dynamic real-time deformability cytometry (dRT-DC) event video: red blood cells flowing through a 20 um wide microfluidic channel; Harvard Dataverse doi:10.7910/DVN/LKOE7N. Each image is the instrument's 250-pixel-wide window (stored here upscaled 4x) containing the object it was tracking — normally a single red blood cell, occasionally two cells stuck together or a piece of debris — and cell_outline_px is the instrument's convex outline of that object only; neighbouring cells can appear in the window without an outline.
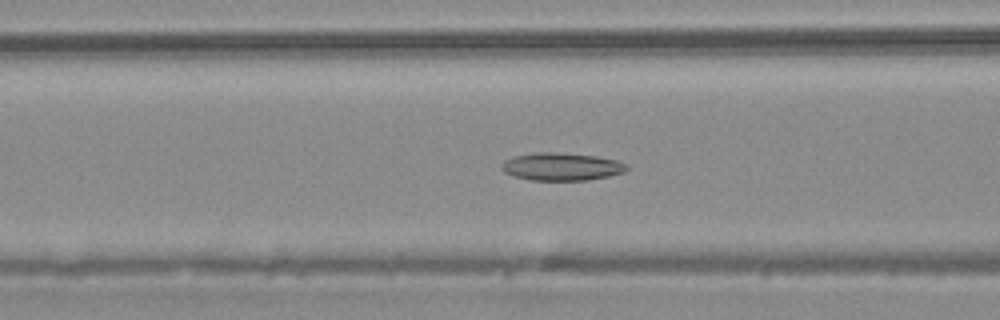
{"species": "common noctule bat (a hibernating species)", "species_latin": "Nyctalus noctula", "temperature_condition": "warm", "stored_images_in_passage": 48, "camera_frame_rate_fps": 3000, "um_per_image_px": 0.085, "animal": {"sex": "male", "body_mass_g": 20.4}, "frame": {"image": 1, "passage_image": 19, "time_ms": 6.0, "image_size_px": [1000, 320], "cell_outline_px": [[628, 168], [624, 172], [608, 176], [588, 180], [532, 180], [516, 176], [504, 172], [500, 168], [500, 164], [504, 160], [512, 156], [536, 152], [556, 152], [596, 156], [616, 160], [628, 164]], "centroid_in_image_um": [47.71, 14.15], "position_along_channel_um": 118.9, "area_um2": 20.29}}
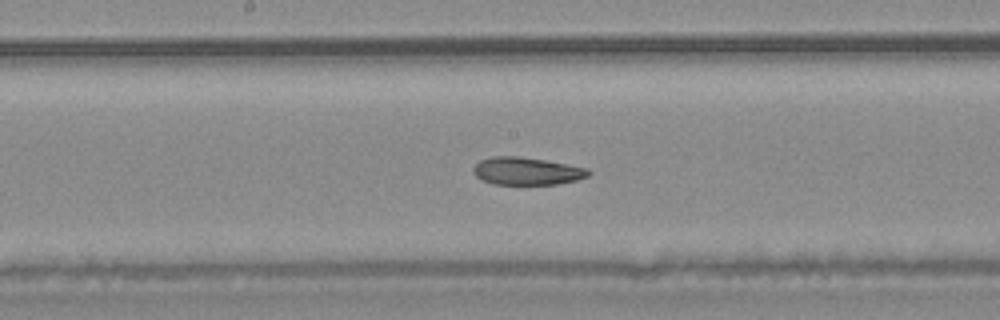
{"frame": {"image": 2, "passage_image": 25, "time_ms": 8.0, "image_size_px": [1000, 320], "cell_outline_px": [[592, 172], [588, 176], [576, 180], [556, 184], [492, 184], [480, 180], [472, 172], [472, 168], [480, 160], [492, 156], [520, 156], [544, 160], [588, 168]], "centroid_in_image_um": [44.74, 14.54], "position_along_channel_um": 203.5, "area_um2": 18.61}}
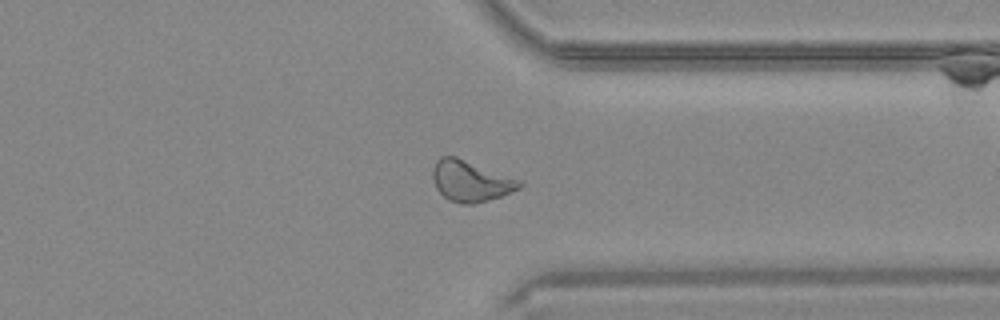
{"frame": {"image": 3, "passage_image": 37, "time_ms": 12.0, "image_size_px": [1000, 320], "cell_outline_px": [[524, 184], [520, 188], [500, 196], [472, 204], [460, 204], [448, 200], [436, 188], [432, 180], [432, 168], [436, 160], [440, 156], [456, 156], [520, 180]], "centroid_in_image_um": [39.96, 15.38], "position_along_channel_um": 371.4, "area_um2": 20.63}, "authors_computed_cell_mechanics": {"area_um2": 21.3282, "velocity_mm_per_s": 4.2345, "shape_relaxation_time_tau1_ms": null, "shape_relaxation_time_tau2_ms": 2.5744, "deformation_change_tau1": null, "deformation_change_tau2": 0.0887}}